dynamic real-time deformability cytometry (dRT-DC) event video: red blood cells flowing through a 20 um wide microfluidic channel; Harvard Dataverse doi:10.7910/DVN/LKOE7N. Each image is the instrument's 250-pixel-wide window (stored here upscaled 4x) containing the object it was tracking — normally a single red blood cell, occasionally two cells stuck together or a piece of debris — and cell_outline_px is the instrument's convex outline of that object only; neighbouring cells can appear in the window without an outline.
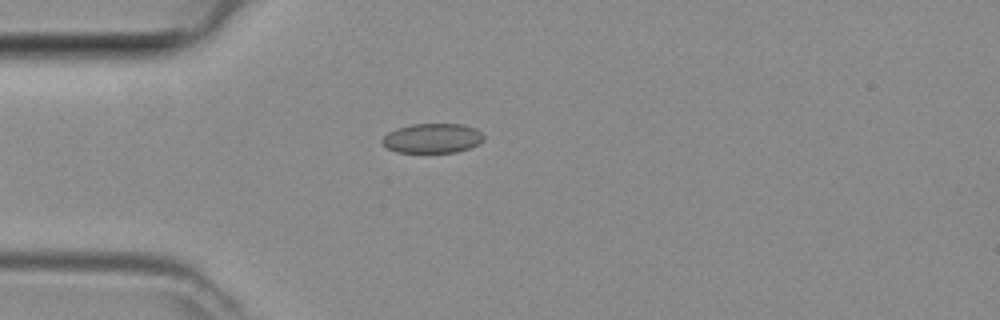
{"species": "common noctule bat (a hibernating species)", "species_latin": "Nyctalus noctula", "temperature_condition": "room temperature", "stored_images_in_passage": 2, "camera_frame_rate_fps": 3000, "um_per_image_px": 0.085, "animal": {"sex": "female", "body_mass_g": 29.2, "forearm_length_mm": 56.3}, "frame": {"image": 1, "passage_image": 1, "time_ms": 0.0, "image_size_px": [1000, 320], "cell_outline_px": [[484, 140], [468, 148], [456, 152], [396, 152], [388, 148], [380, 140], [388, 132], [396, 128], [412, 124], [464, 124], [476, 128], [484, 136]], "centroid_in_image_um": [36.74, 11.74], "position_along_channel_um": 48.3, "area_um2": 17.46}}
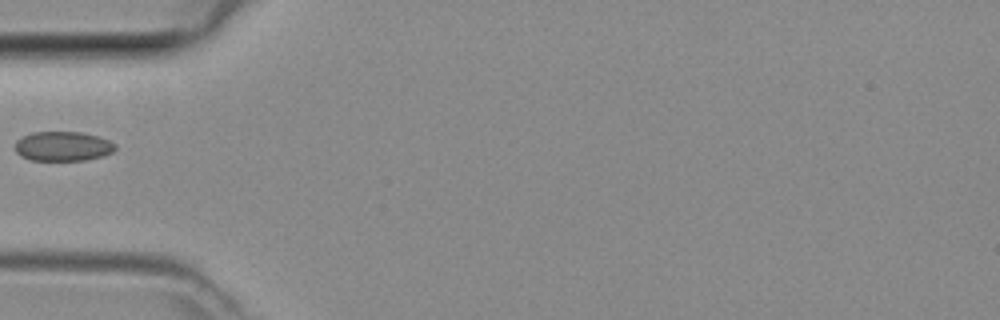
{"frame": {"image": 2, "passage_image": 2, "time_ms": 0.333, "image_size_px": [1000, 320], "cell_outline_px": [[116, 148], [112, 152], [104, 156], [84, 160], [28, 160], [20, 156], [16, 152], [16, 140], [32, 132], [80, 132], [100, 136], [116, 144]], "centroid_in_image_um": [5.36, 12.43], "position_along_channel_um": 79.6, "area_um2": 17.34}}